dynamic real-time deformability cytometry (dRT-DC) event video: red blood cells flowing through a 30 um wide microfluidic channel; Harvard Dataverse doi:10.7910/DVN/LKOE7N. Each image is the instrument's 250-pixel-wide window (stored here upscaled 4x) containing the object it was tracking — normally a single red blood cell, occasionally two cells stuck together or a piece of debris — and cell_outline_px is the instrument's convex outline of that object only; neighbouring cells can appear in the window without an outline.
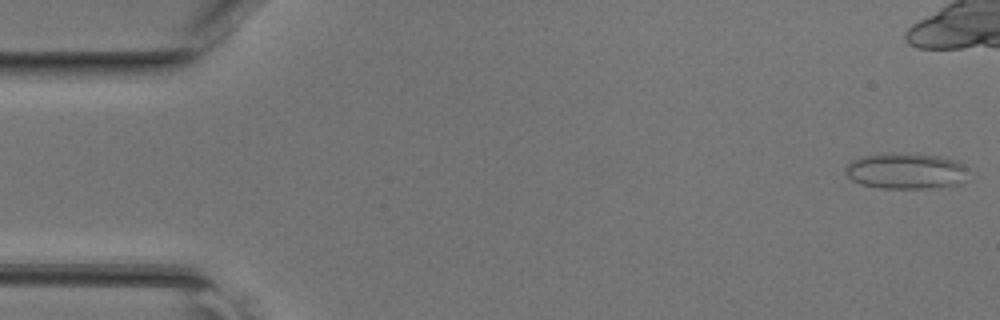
{"species": "common noctule bat (a hibernating species)", "species_latin": "Nyctalus noctula", "temperature_condition": "room temperature", "stored_images_in_passage": 37, "camera_frame_rate_fps": 3000, "um_per_image_px": 0.085, "animal": {"sex": "female", "body_mass_g": 17.0, "forearm_length_mm": 48.0}, "frame": {"image": 1, "passage_image": 1, "time_ms": 0.0, "image_size_px": [1000, 320], "cell_outline_px": [[972, 172], [956, 184], [924, 188], [880, 188], [860, 184], [852, 180], [844, 172], [844, 168], [852, 160], [860, 156], [884, 152], [916, 152], [940, 156], [956, 160], [964, 164]], "centroid_in_image_um": [76.99, 14.49], "position_along_channel_um": 8.0, "area_um2": 26.41}}
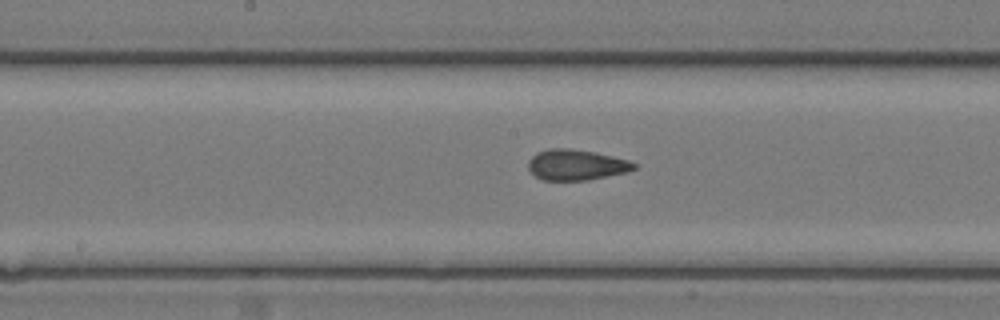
{"frame": {"image": 2, "passage_image": 23, "time_ms": 7.333, "image_size_px": [1000, 320], "cell_outline_px": [[636, 168], [628, 172], [588, 180], [544, 180], [536, 176], [528, 168], [528, 160], [536, 152], [548, 148], [572, 148], [596, 152], [628, 160], [636, 164]], "centroid_in_image_um": [48.97, 14.0], "position_along_channel_um": 199.2, "area_um2": 19.02}}
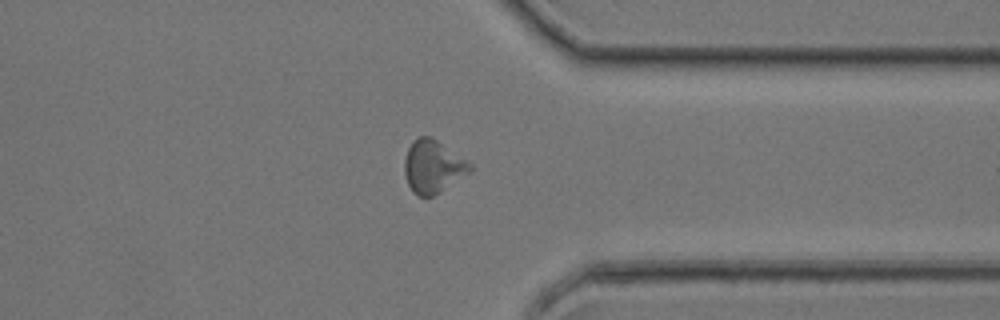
{"frame": {"image": 3, "passage_image": 35, "time_ms": 11.333, "image_size_px": [1000, 320], "cell_outline_px": [[472, 172], [440, 192], [432, 196], [416, 196], [412, 192], [408, 184], [404, 172], [404, 160], [408, 148], [412, 140], [420, 136], [432, 136], [468, 160], [472, 164]], "centroid_in_image_um": [36.82, 14.15], "position_along_channel_um": 374.6, "area_um2": 20.58}}